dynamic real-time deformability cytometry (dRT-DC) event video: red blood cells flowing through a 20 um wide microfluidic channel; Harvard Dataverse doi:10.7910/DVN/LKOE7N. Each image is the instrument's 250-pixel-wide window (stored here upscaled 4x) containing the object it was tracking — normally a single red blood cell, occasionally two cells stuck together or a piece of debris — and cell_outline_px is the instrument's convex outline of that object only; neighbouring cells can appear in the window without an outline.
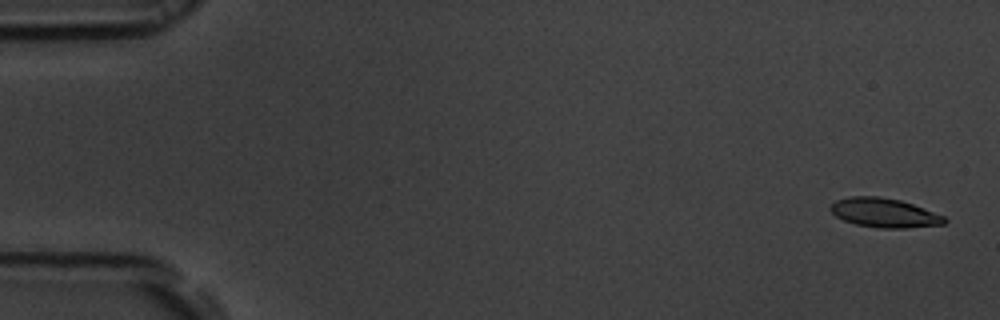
{"species": "common noctule bat (a hibernating species)", "species_latin": "Nyctalus noctula", "temperature_condition": "room temperature", "stored_images_in_passage": 55, "camera_frame_rate_fps": 3000, "um_per_image_px": 0.085, "animal": {"sex": "male", "body_mass_g": 19.5, "forearm_length_mm": 54.6}, "frame": {"image": 1, "passage_image": 2, "time_ms": 0.333, "image_size_px": [1000, 320], "cell_outline_px": [[948, 220], [944, 224], [904, 228], [880, 228], [856, 224], [844, 220], [836, 216], [828, 208], [836, 200], [852, 196], [880, 196], [900, 200], [912, 204], [944, 216]], "centroid_in_image_um": [75.15, 18.08], "position_along_channel_um": 9.8, "area_um2": 19.25}}
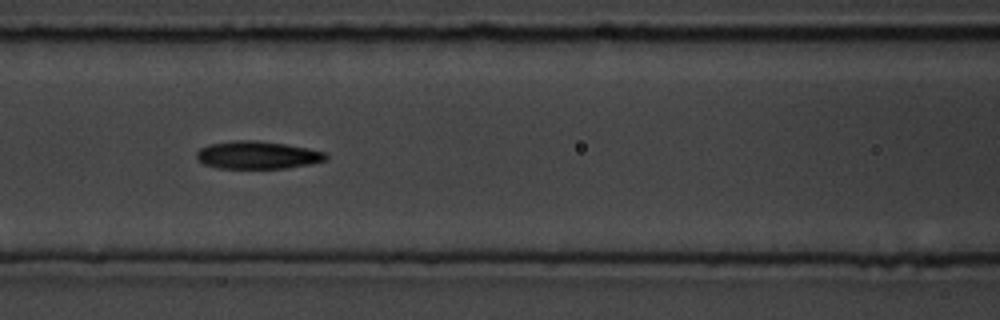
{"frame": {"image": 2, "passage_image": 24, "time_ms": 7.667, "image_size_px": [1000, 320], "cell_outline_px": [[328, 156], [324, 160], [308, 164], [288, 168], [216, 168], [204, 164], [196, 160], [196, 152], [200, 148], [208, 144], [232, 140], [256, 140], [284, 144], [308, 148], [328, 152]], "centroid_in_image_um": [21.84, 13.17], "position_along_channel_um": 144.8, "area_um2": 21.04}}
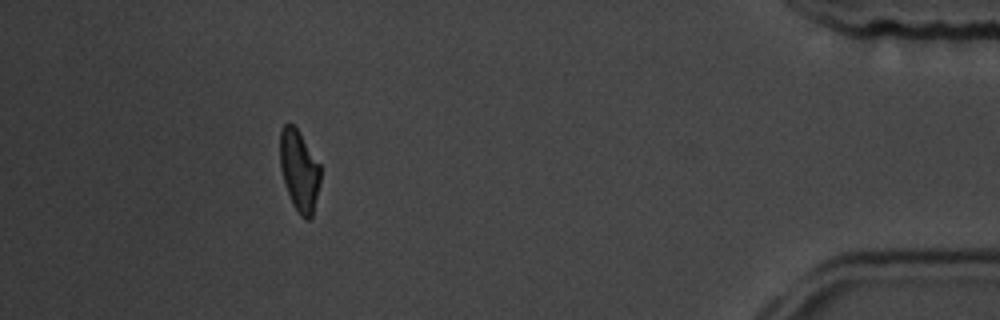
{"frame": {"image": 3, "passage_image": 50, "time_ms": 16.333, "image_size_px": [1000, 320], "cell_outline_px": [[320, 180], [312, 216], [308, 220], [304, 220], [300, 216], [292, 204], [284, 184], [280, 168], [280, 128], [284, 124], [292, 124], [300, 132], [320, 164]], "centroid_in_image_um": [25.42, 14.5], "position_along_channel_um": 409.8, "area_um2": 19.25}, "authors_computed_cell_mechanics": {"area_um2": 20.2878, "velocity_mm_per_s": 3.7089, "shape_relaxation_time_tau1_ms": 3.3707, "shape_relaxation_time_tau2_ms": 2.5179, "deformation_change_tau1": 0.1533, "deformation_change_tau2": 0.1004}}